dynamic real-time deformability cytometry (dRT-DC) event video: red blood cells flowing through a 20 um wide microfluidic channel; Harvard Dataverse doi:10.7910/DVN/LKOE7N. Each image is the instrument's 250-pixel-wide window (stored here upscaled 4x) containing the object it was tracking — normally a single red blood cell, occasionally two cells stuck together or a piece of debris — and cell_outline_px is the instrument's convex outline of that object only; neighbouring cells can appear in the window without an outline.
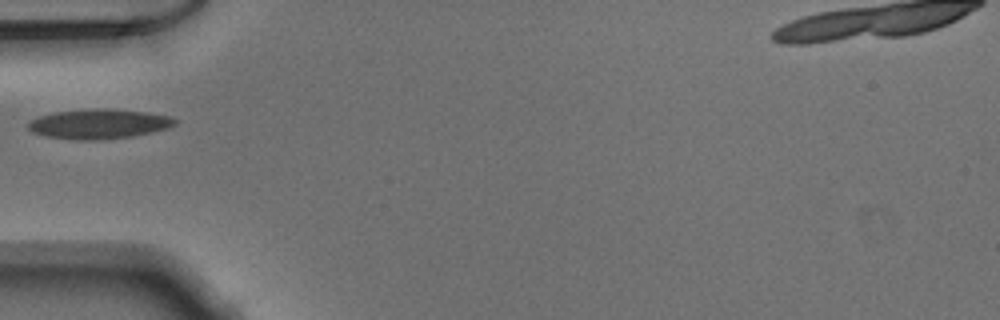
{"species": "Egyptian fruit bat (a non-hibernating species)", "species_latin": "Rousettus aegyptiacus", "temperature_condition": "warm", "stored_images_in_passage": 35, "camera_frame_rate_fps": 3000, "um_per_image_px": 0.085, "animal": {"sex": "male"}, "frame": {"image": 1, "passage_image": 1, "time_ms": 0.0, "image_size_px": [1000, 320], "cell_outline_px": [[176, 124], [168, 128], [152, 132], [132, 136], [96, 140], [76, 140], [44, 136], [32, 132], [28, 128], [28, 124], [32, 120], [40, 116], [56, 112], [96, 108], [144, 112], [168, 116], [176, 120]], "centroid_in_image_um": [8.38, 10.55], "position_along_channel_um": 76.6, "area_um2": 25.03}}
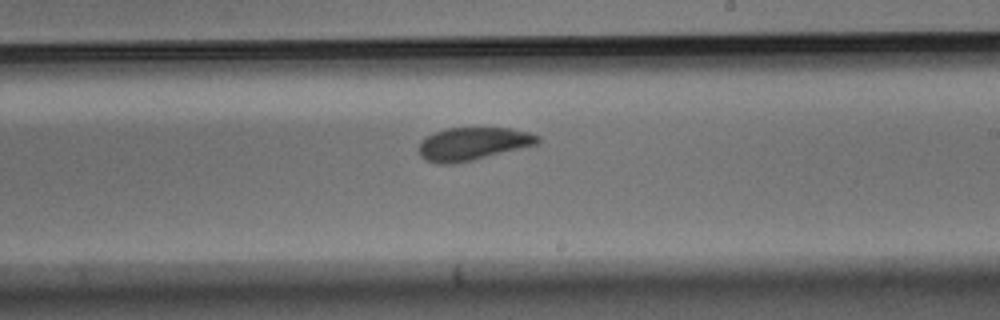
{"frame": {"image": 2, "passage_image": 14, "time_ms": 4.333, "image_size_px": [1000, 320], "cell_outline_px": [[540, 140], [536, 144], [472, 160], [452, 164], [436, 164], [424, 160], [416, 152], [416, 148], [420, 140], [436, 132], [448, 128], [512, 128], [528, 132], [540, 136]], "centroid_in_image_um": [40.11, 12.23], "position_along_channel_um": 248.9, "area_um2": 22.83}}
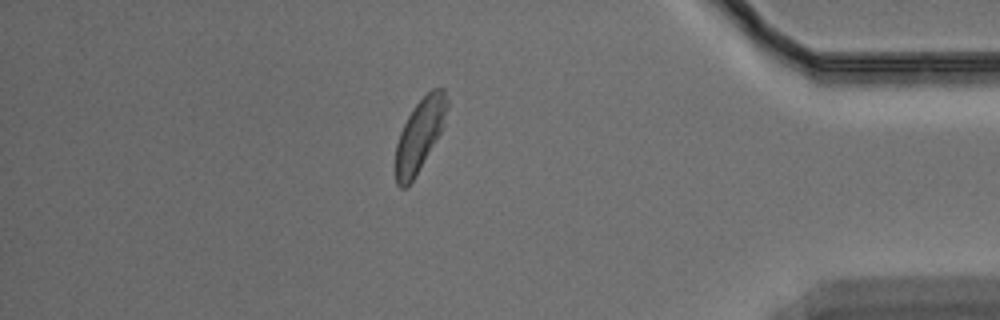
{"frame": {"image": 3, "passage_image": 28, "time_ms": 9.0, "image_size_px": [1000, 320], "cell_outline_px": [[448, 104], [440, 132], [408, 188], [400, 188], [396, 184], [396, 144], [400, 132], [408, 116], [416, 104], [432, 88], [444, 88], [448, 100]], "centroid_in_image_um": [35.65, 11.47], "position_along_channel_um": 399.5, "area_um2": 21.1}}